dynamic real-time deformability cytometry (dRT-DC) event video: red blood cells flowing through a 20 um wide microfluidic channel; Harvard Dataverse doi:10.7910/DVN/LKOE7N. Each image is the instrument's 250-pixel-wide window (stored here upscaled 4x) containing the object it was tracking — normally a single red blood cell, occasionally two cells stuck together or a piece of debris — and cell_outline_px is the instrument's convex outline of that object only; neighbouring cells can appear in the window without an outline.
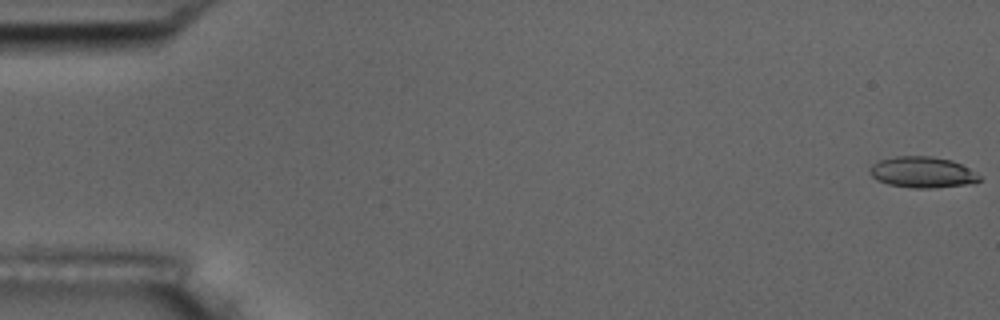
{"species": "common noctule bat (a hibernating species)", "species_latin": "Nyctalus noctula", "temperature_condition": "room temperature", "stored_images_in_passage": 6, "camera_frame_rate_fps": 3000, "um_per_image_px": 0.085, "animal": {"sex": "male", "body_mass_g": 17.5, "forearm_length_mm": 52.3}, "frame": {"image": 1, "passage_image": 1, "time_ms": 0.0, "image_size_px": [1000, 320], "cell_outline_px": [[980, 180], [976, 184], [932, 188], [912, 188], [888, 184], [876, 180], [868, 172], [868, 168], [872, 164], [880, 160], [896, 156], [932, 156], [952, 160], [968, 168], [980, 176]], "centroid_in_image_um": [78.39, 14.65], "position_along_channel_um": 6.6, "area_um2": 20.06}}